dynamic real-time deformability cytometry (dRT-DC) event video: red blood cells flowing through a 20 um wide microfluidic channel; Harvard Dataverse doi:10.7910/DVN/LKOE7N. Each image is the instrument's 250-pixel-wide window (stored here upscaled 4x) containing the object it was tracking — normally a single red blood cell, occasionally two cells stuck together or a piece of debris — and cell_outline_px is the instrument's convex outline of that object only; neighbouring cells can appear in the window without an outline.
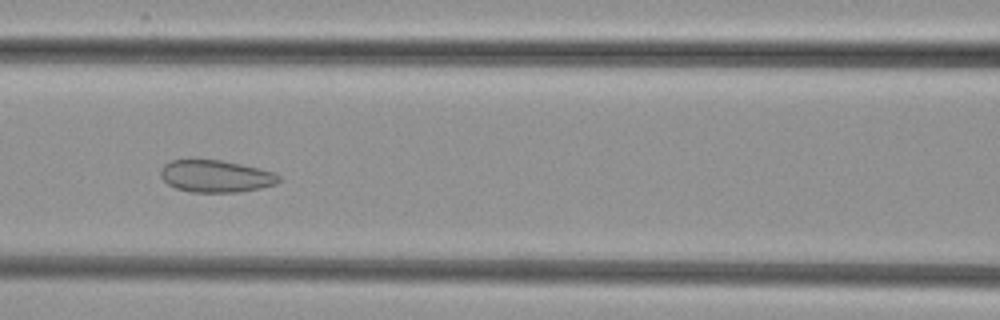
{"species": "common noctule bat (a hibernating species)", "species_latin": "Nyctalus noctula", "temperature_condition": "cold", "stored_images_in_passage": 28, "camera_frame_rate_fps": 3000, "um_per_image_px": 0.085, "animal": {"sex": "female", "body_mass_g": 29.2, "forearm_length_mm": 56.3}, "frame": {"image": 1, "passage_image": 10, "time_ms": 3.0, "image_size_px": [1000, 320], "cell_outline_px": [[280, 180], [276, 184], [260, 188], [240, 192], [192, 192], [176, 188], [168, 184], [160, 176], [160, 168], [164, 164], [172, 160], [220, 160], [260, 168], [276, 172], [280, 176]], "centroid_in_image_um": [18.36, 14.98], "position_along_channel_um": 148.2, "area_um2": 22.2}}
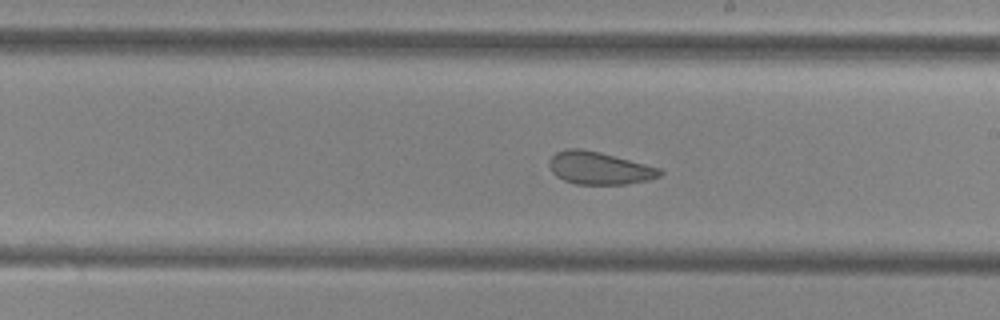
{"frame": {"image": 2, "passage_image": 17, "time_ms": 5.333, "image_size_px": [1000, 320], "cell_outline_px": [[664, 172], [660, 176], [648, 180], [624, 184], [576, 184], [564, 180], [556, 176], [552, 172], [548, 164], [548, 160], [556, 152], [568, 148], [580, 148], [600, 152], [660, 168]], "centroid_in_image_um": [50.91, 14.28], "position_along_channel_um": 238.1, "area_um2": 20.98}}
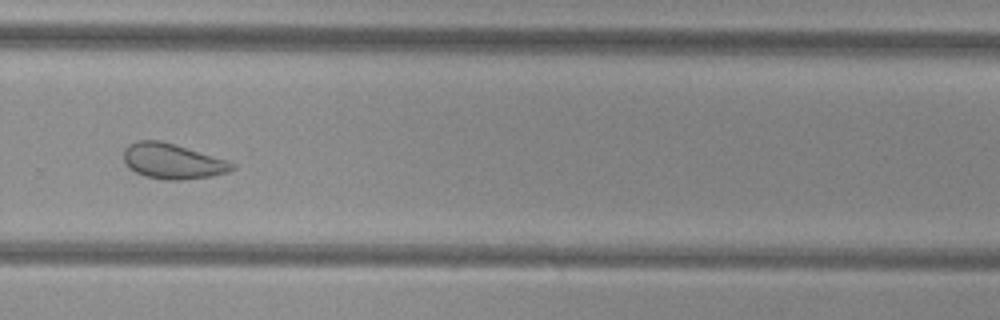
{"frame": {"image": 3, "passage_image": 23, "time_ms": 7.333, "image_size_px": [1000, 320], "cell_outline_px": [[236, 168], [228, 172], [212, 176], [180, 180], [164, 180], [144, 176], [128, 168], [124, 164], [124, 148], [128, 144], [140, 140], [160, 140], [224, 160], [236, 164]], "centroid_in_image_um": [14.61, 13.72], "position_along_channel_um": 315.2, "area_um2": 22.14}}